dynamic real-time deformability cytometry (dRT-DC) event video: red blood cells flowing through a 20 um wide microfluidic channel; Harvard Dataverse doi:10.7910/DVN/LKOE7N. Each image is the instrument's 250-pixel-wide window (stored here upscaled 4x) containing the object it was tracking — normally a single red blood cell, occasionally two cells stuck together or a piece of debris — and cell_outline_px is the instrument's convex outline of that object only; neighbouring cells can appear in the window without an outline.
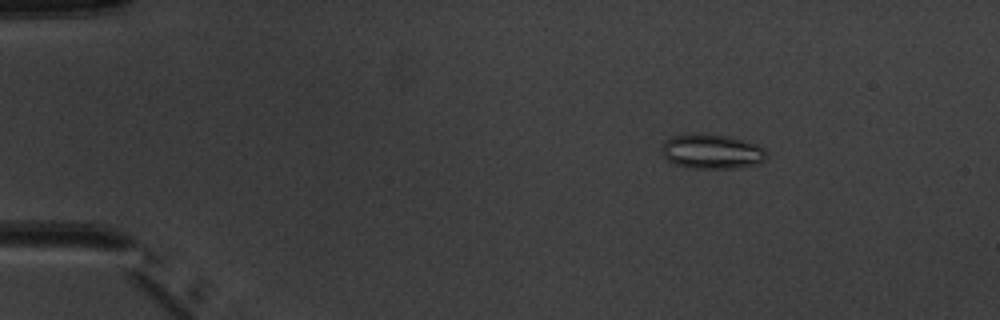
{"species": "common noctule bat (a hibernating species)", "species_latin": "Nyctalus noctula", "temperature_condition": "warm", "stored_images_in_passage": 5, "camera_frame_rate_fps": 3000, "um_per_image_px": 0.085, "animal": {"sex": "male", "body_mass_g": 20.1, "forearm_length_mm": 53.5}, "frame": {"image": 1, "passage_image": 2, "time_ms": 1.0, "image_size_px": [1000, 320], "cell_outline_px": [[768, 156], [764, 160], [756, 164], [732, 168], [688, 168], [676, 164], [668, 160], [664, 156], [660, 144], [664, 140], [672, 136], [688, 132], [704, 132], [728, 136], [756, 144], [764, 148], [768, 152]], "centroid_in_image_um": [60.46, 12.84], "position_along_channel_um": 24.5, "area_um2": 21.62}}